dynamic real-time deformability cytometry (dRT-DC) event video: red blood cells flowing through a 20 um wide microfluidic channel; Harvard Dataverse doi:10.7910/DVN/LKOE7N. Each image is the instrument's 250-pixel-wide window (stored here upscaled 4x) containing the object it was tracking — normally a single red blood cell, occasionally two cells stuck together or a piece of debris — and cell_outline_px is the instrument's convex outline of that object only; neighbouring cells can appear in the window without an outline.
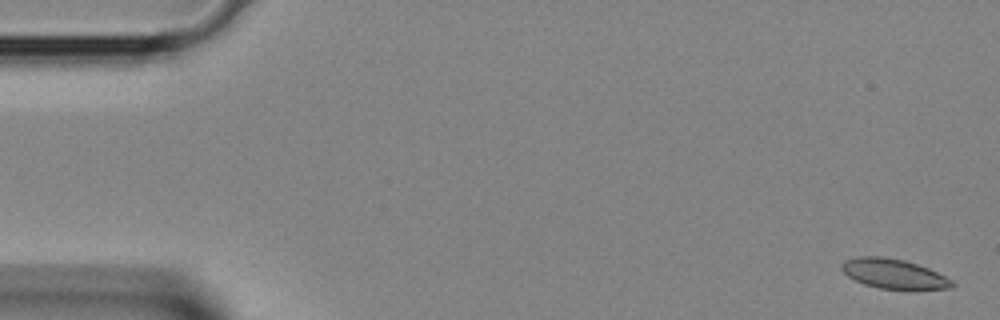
{"species": "Egyptian fruit bat (a non-hibernating species)", "species_latin": "Rousettus aegyptiacus", "temperature_condition": "room temperature", "stored_images_in_passage": 6, "camera_frame_rate_fps": 3000, "um_per_image_px": 0.085, "animal": {"sex": "female"}, "frame": {"image": 1, "passage_image": 1, "time_ms": 0.0, "image_size_px": [1000, 320], "cell_outline_px": [[956, 284], [952, 288], [916, 292], [908, 292], [880, 288], [864, 284], [848, 276], [840, 268], [840, 264], [844, 260], [860, 256], [880, 256], [904, 260], [928, 268], [952, 280]], "centroid_in_image_um": [76.03, 23.33], "position_along_channel_um": 9.0, "area_um2": 19.83}}